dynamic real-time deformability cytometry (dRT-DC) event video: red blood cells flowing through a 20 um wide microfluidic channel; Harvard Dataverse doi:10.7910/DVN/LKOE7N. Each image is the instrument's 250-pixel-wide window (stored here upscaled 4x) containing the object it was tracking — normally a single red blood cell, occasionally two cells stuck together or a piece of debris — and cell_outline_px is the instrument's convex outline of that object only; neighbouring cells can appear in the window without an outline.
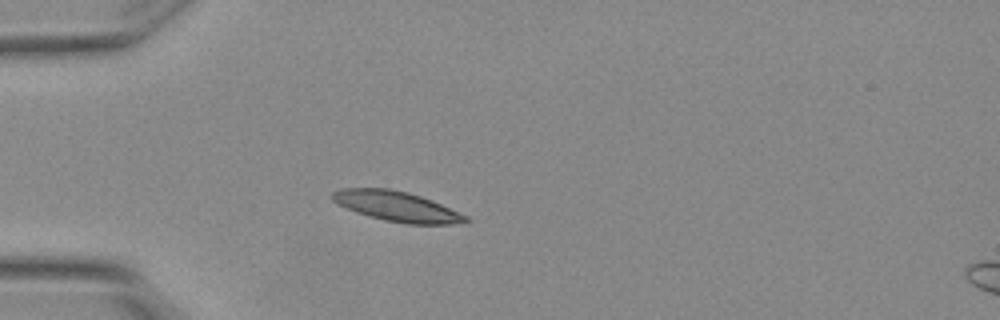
{"species": "Egyptian fruit bat (a non-hibernating species)", "species_latin": "Rousettus aegyptiacus", "temperature_condition": "warm", "stored_images_in_passage": 2, "camera_frame_rate_fps": 3000, "um_per_image_px": 0.085, "animal": {"sex": "female"}, "frame": {"image": 1, "passage_image": 1, "time_ms": 0.0, "image_size_px": [1000, 320], "cell_outline_px": [[472, 220], [452, 224], [408, 224], [384, 220], [368, 216], [356, 212], [332, 200], [332, 192], [340, 188], [388, 188], [408, 192], [432, 200], [468, 216]], "centroid_in_image_um": [33.74, 17.54], "position_along_channel_um": 51.3, "area_um2": 23.24}}